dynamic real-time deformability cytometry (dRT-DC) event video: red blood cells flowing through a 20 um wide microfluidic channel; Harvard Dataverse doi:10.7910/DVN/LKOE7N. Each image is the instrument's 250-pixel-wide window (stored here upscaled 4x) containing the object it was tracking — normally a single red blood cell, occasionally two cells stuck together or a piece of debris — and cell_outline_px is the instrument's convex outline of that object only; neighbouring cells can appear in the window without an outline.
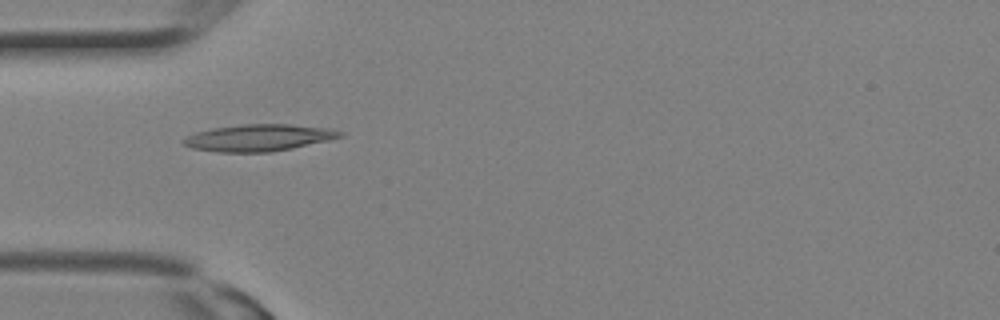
{"species": "Egyptian fruit bat (a non-hibernating species)", "species_latin": "Rousettus aegyptiacus", "temperature_condition": "room temperature", "stored_images_in_passage": 6, "camera_frame_rate_fps": 3000, "um_per_image_px": 0.085, "animal": {"sex": "female"}, "frame": {"image": 1, "passage_image": 1, "time_ms": 0.0, "image_size_px": [1000, 320], "cell_outline_px": [[344, 136], [328, 140], [292, 148], [272, 152], [220, 152], [192, 148], [184, 144], [180, 140], [196, 132], [212, 128], [244, 124], [292, 124], [328, 128], [344, 132]], "centroid_in_image_um": [22.0, 11.7], "position_along_channel_um": 63.0, "area_um2": 24.39}}
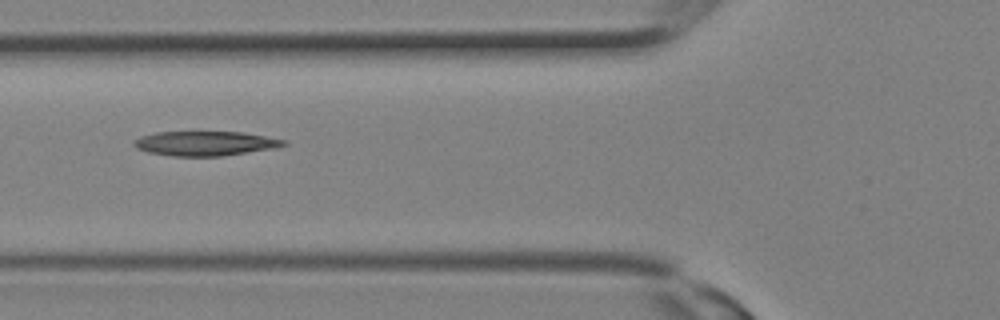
{"frame": {"image": 2, "passage_image": 3, "time_ms": 0.667, "image_size_px": [1000, 320], "cell_outline_px": [[288, 144], [272, 148], [224, 156], [172, 156], [148, 152], [136, 148], [132, 144], [132, 140], [140, 136], [156, 132], [244, 132], [288, 140]], "centroid_in_image_um": [17.42, 12.19], "position_along_channel_um": 108.4, "area_um2": 21.5}}
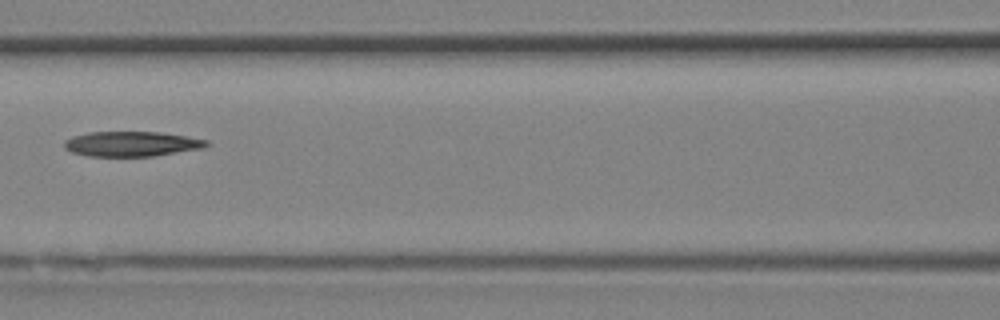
{"frame": {"image": 3, "passage_image": 5, "time_ms": 1.333, "image_size_px": [1000, 320], "cell_outline_px": [[212, 144], [204, 148], [152, 156], [88, 156], [72, 152], [64, 148], [64, 140], [72, 136], [88, 132], [160, 132], [208, 140]], "centroid_in_image_um": [11.19, 12.23], "position_along_channel_um": 155.4, "area_um2": 20.75}}